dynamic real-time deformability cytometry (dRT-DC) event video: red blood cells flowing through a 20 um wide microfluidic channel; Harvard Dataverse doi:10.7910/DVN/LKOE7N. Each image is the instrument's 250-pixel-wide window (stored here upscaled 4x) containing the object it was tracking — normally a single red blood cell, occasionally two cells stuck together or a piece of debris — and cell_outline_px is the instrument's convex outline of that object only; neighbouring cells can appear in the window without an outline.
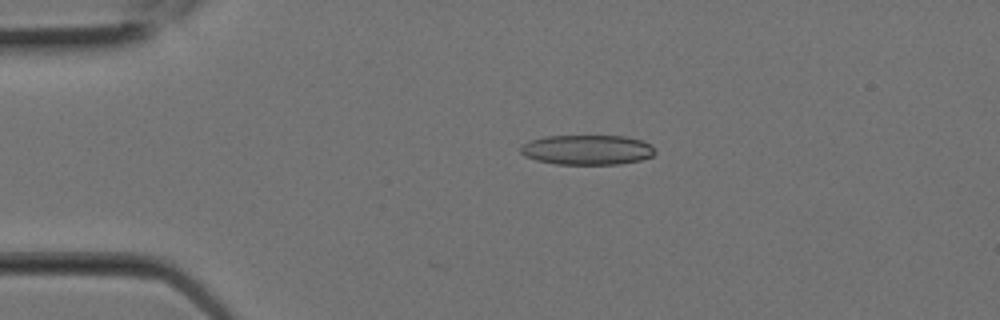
{"species": "Egyptian fruit bat (a non-hibernating species)", "species_latin": "Rousettus aegyptiacus", "temperature_condition": "room temperature", "stored_images_in_passage": 7, "camera_frame_rate_fps": 3000, "um_per_image_px": 0.085, "animal": {"sex": "female"}, "frame": {"image": 1, "passage_image": 5, "time_ms": 1.333, "image_size_px": [1000, 320], "cell_outline_px": [[656, 152], [652, 156], [640, 160], [620, 164], [556, 164], [536, 160], [524, 156], [520, 152], [520, 144], [528, 140], [544, 136], [624, 136], [640, 140], [652, 144]], "centroid_in_image_um": [49.87, 12.73], "position_along_channel_um": 35.1, "area_um2": 23.64}}